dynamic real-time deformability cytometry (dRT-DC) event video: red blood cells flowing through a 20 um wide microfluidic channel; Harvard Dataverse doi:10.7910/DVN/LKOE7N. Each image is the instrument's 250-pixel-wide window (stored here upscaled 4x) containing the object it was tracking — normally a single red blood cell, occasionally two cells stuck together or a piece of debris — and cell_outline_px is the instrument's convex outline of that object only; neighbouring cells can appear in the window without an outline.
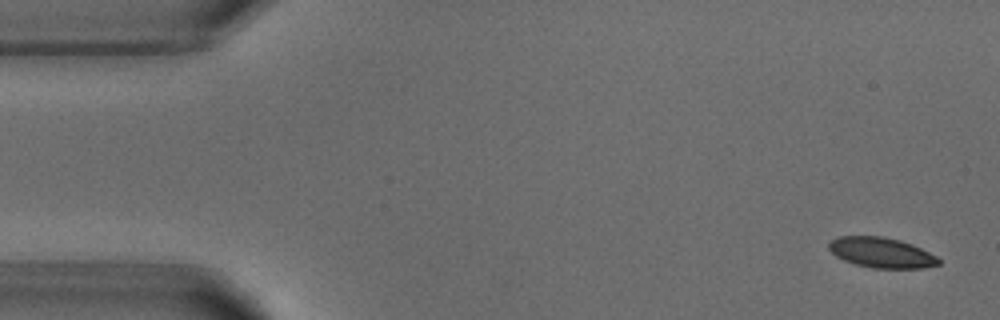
{"species": "common noctule bat (a hibernating species)", "species_latin": "Nyctalus noctula", "temperature_condition": "warm", "stored_images_in_passage": 5, "camera_frame_rate_fps": 3000, "um_per_image_px": 0.085, "animal": {"sex": "male", "body_mass_g": 18.8}, "frame": {"image": 1, "passage_image": 1, "time_ms": 0.0, "image_size_px": [1000, 320], "cell_outline_px": [[940, 264], [924, 268], [872, 268], [856, 264], [844, 260], [836, 256], [828, 248], [828, 244], [832, 240], [840, 236], [884, 236], [900, 240], [912, 244], [936, 256], [940, 260]], "centroid_in_image_um": [74.92, 21.47], "position_along_channel_um": 10.1, "area_um2": 19.31}}